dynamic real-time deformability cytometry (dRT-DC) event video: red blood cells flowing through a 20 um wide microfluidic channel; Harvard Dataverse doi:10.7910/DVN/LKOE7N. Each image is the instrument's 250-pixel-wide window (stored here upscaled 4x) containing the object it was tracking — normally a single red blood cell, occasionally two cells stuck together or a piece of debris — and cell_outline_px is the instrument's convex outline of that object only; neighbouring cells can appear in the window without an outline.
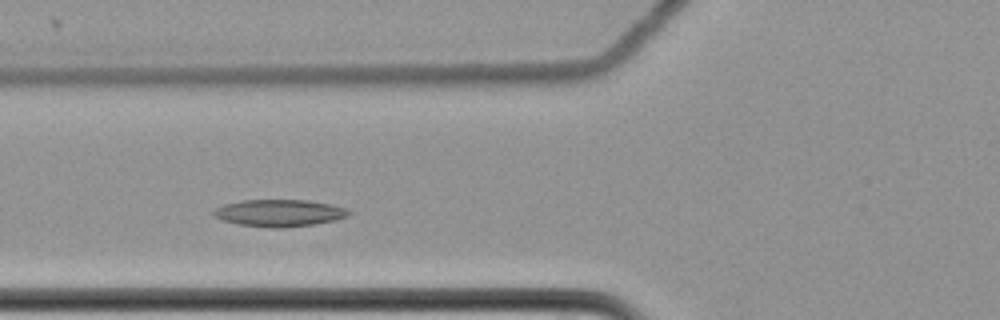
{"species": "common noctule bat (a hibernating species)", "species_latin": "Nyctalus noctula", "temperature_condition": "cold", "stored_images_in_passage": 5, "camera_frame_rate_fps": 3000, "um_per_image_px": 0.085, "animal": {"sex": "female", "body_mass_g": 22.7, "forearm_length_mm": 54.2}, "frame": {"image": 1, "passage_image": 4, "time_ms": 1.0, "image_size_px": [1000, 320], "cell_outline_px": [[352, 212], [348, 216], [332, 220], [312, 224], [284, 228], [272, 228], [240, 224], [224, 220], [212, 216], [212, 212], [216, 208], [224, 204], [240, 200], [308, 200], [332, 204], [348, 208]], "centroid_in_image_um": [23.75, 18.09], "position_along_channel_um": 102.1, "area_um2": 21.27}}
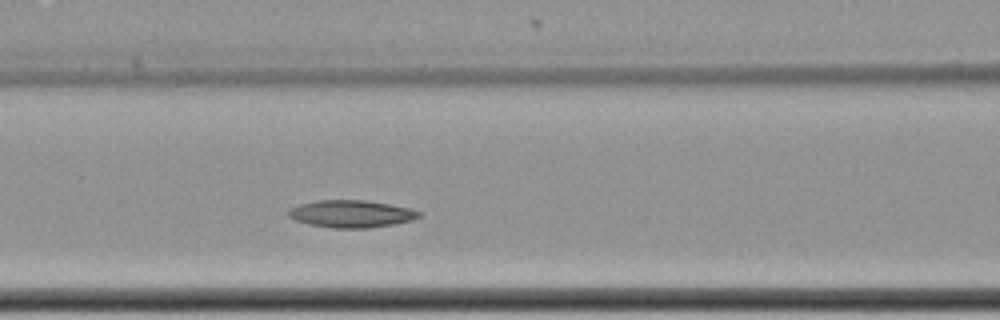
{"frame": {"image": 2, "passage_image": 5, "time_ms": 1.333, "image_size_px": [1000, 320], "cell_outline_px": [[420, 216], [412, 220], [392, 224], [368, 228], [332, 228], [308, 224], [296, 220], [288, 216], [288, 208], [300, 204], [316, 200], [364, 200], [388, 204], [408, 208], [420, 212]], "centroid_in_image_um": [29.8, 18.17], "position_along_channel_um": 136.8, "area_um2": 20.63}}